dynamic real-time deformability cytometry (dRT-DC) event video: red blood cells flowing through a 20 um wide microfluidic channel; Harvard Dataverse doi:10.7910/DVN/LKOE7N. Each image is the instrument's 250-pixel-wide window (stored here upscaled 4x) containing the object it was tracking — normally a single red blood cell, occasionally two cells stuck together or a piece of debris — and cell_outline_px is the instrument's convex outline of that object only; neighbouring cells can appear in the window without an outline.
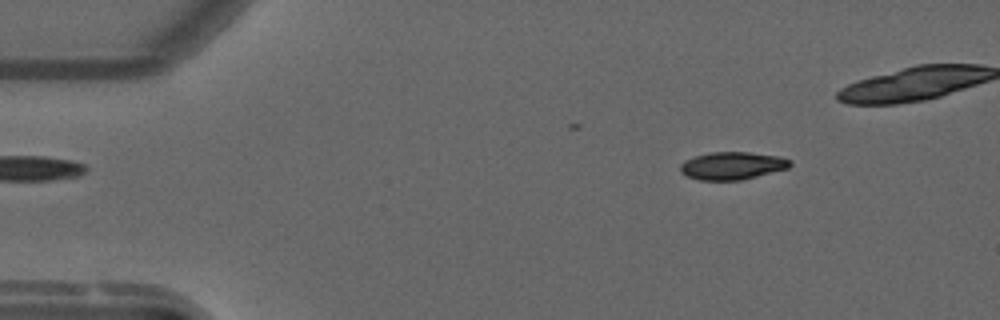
{"species": "common noctule bat (a hibernating species)", "species_latin": "Nyctalus noctula", "temperature_condition": "warm", "stored_images_in_passage": 41, "camera_frame_rate_fps": 3000, "um_per_image_px": 0.085, "animal": {"sex": "male", "forearm_length_mm": 52.5}, "frame": {"image": 1, "passage_image": 1, "time_ms": 0.0, "image_size_px": [1000, 320], "cell_outline_px": [[792, 164], [788, 168], [740, 180], [700, 180], [688, 176], [680, 172], [680, 164], [684, 160], [696, 156], [712, 152], [748, 152], [780, 156], [792, 160]], "centroid_in_image_um": [62.25, 14.08], "position_along_channel_um": 22.8, "area_um2": 17.63}}
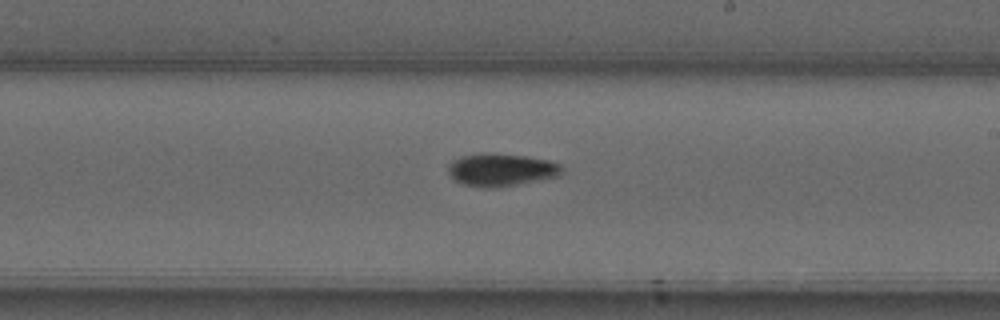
{"frame": {"image": 2, "passage_image": 25, "time_ms": 8.0, "image_size_px": [1000, 320], "cell_outline_px": [[564, 172], [560, 176], [496, 188], [484, 188], [464, 184], [456, 180], [448, 172], [448, 164], [452, 160], [460, 156], [480, 152], [492, 152], [524, 156], [548, 160], [560, 164], [564, 168]], "centroid_in_image_um": [42.6, 14.42], "position_along_channel_um": 246.4, "area_um2": 21.96}}
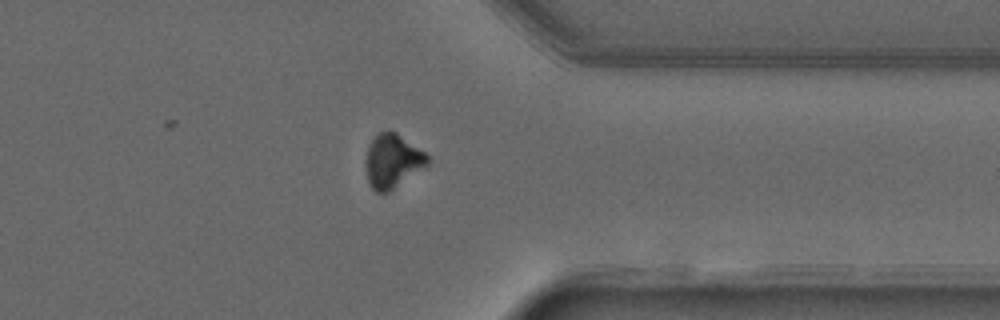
{"frame": {"image": 3, "passage_image": 36, "time_ms": 11.667, "image_size_px": [1000, 320], "cell_outline_px": [[428, 164], [388, 192], [376, 192], [372, 188], [368, 180], [364, 164], [368, 144], [380, 132], [388, 128], [396, 132], [424, 152], [428, 156]], "centroid_in_image_um": [33.32, 13.66], "position_along_channel_um": 378.1, "area_um2": 19.25}, "authors_computed_cell_mechanics": {"area_um2": 20.23, "velocity_mm_per_s": 3.7731, "shape_relaxation_time_tau1_ms": 4.36, "shape_relaxation_time_tau2_ms": 8.7427, "deformation_change_tau1": 0.1653, "deformation_change_tau2": 0.1067}}